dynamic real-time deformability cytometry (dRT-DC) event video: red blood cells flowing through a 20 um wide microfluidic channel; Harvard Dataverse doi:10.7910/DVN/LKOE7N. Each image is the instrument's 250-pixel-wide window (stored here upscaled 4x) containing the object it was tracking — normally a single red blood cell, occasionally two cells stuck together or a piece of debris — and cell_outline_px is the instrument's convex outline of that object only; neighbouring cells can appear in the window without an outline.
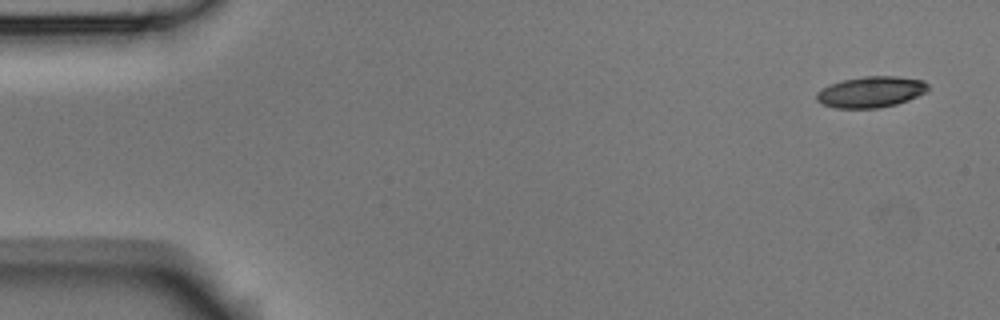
{"species": "Egyptian fruit bat (a non-hibernating species)", "species_latin": "Rousettus aegyptiacus", "temperature_condition": "room temperature", "stored_images_in_passage": 5, "camera_frame_rate_fps": 3000, "um_per_image_px": 0.085, "animal": {"sex": "male"}, "frame": {"image": 1, "passage_image": 1, "time_ms": 0.0, "image_size_px": [1000, 320], "cell_outline_px": [[928, 92], [908, 100], [896, 104], [880, 108], [836, 108], [820, 104], [816, 100], [816, 92], [820, 88], [828, 84], [840, 80], [864, 76], [896, 76], [924, 80], [928, 84]], "centroid_in_image_um": [74.0, 7.81], "position_along_channel_um": 11.0, "area_um2": 20.58}}
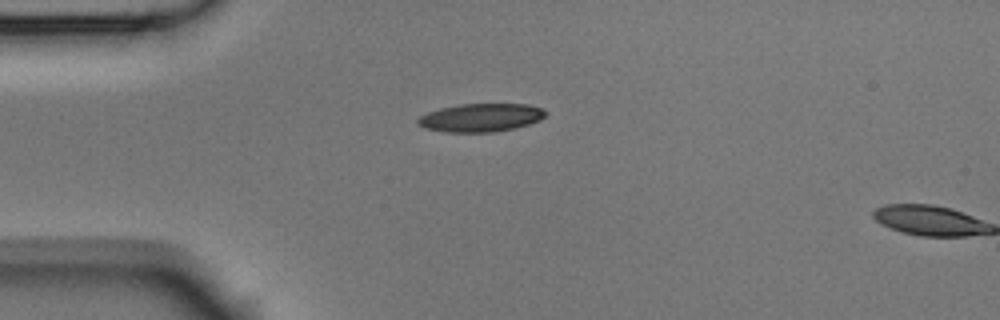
{"frame": {"image": 2, "passage_image": 4, "time_ms": 1.0, "image_size_px": [1000, 320], "cell_outline_px": [[548, 112], [540, 120], [516, 128], [496, 132], [444, 132], [424, 128], [416, 124], [416, 120], [420, 116], [428, 112], [440, 108], [460, 104], [528, 104], [540, 108]], "centroid_in_image_um": [40.84, 10.0], "position_along_channel_um": 44.2, "area_um2": 21.15}}